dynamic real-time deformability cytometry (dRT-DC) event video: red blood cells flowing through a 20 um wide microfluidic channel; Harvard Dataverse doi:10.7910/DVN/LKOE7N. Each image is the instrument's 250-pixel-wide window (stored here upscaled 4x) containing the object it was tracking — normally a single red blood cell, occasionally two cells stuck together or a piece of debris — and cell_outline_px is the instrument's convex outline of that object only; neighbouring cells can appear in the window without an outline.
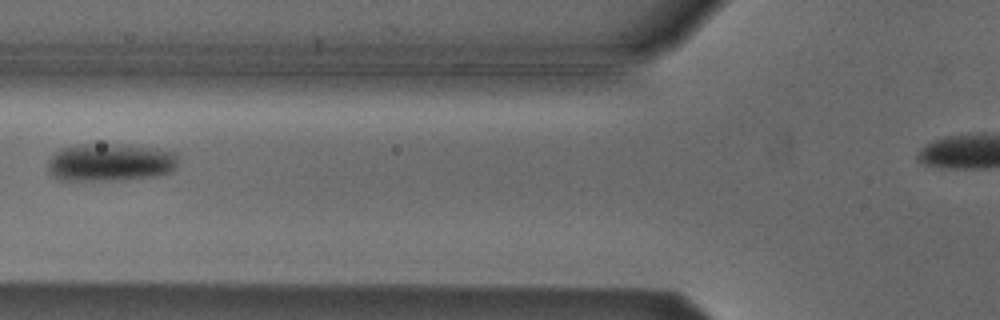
{"species": "Egyptian fruit bat (a non-hibernating species)", "species_latin": "Rousettus aegyptiacus", "temperature_condition": "cold", "stored_images_in_passage": 6, "camera_frame_rate_fps": 3000, "um_per_image_px": 0.085, "animal": {"sex": "male"}, "frame": {"image": 1, "passage_image": 5, "time_ms": 1.333, "image_size_px": [1000, 320], "cell_outline_px": [[176, 168], [172, 172], [156, 176], [108, 180], [60, 180], [52, 176], [48, 172], [48, 160], [60, 148], [76, 144], [120, 144], [176, 152]], "centroid_in_image_um": [9.32, 13.8], "position_along_channel_um": 116.5, "area_um2": 28.61}}
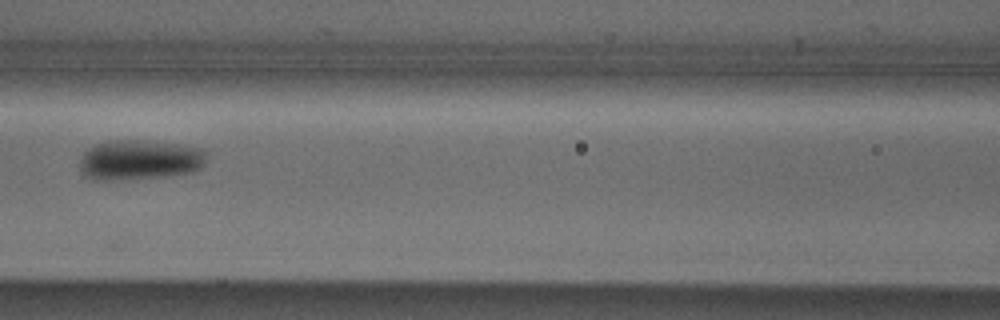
{"frame": {"image": 2, "passage_image": 6, "time_ms": 1.667, "image_size_px": [1000, 320], "cell_outline_px": [[208, 152], [204, 164], [200, 168], [192, 172], [164, 176], [108, 180], [96, 180], [88, 176], [80, 168], [80, 160], [84, 152], [88, 148], [96, 144], [108, 140], [140, 140], [176, 144], [204, 148]], "centroid_in_image_um": [11.9, 13.57], "position_along_channel_um": 154.7, "area_um2": 29.48}}